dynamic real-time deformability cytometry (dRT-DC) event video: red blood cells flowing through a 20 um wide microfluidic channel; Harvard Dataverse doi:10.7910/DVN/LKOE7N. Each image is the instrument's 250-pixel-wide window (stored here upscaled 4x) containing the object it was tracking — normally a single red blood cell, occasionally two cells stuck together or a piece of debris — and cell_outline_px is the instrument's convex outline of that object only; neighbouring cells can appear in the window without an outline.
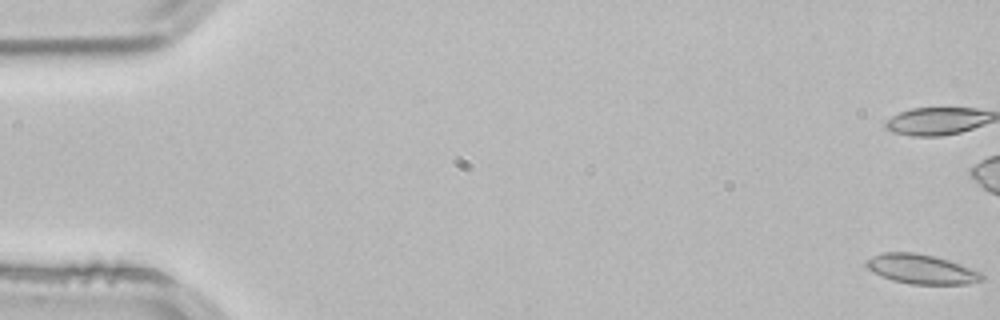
{"species": "common noctule bat (a hibernating species)", "species_latin": "Nyctalus noctula", "temperature_condition": "room temperature", "stored_images_in_passage": 17, "camera_frame_rate_fps": 3000, "um_per_image_px": 0.085, "animal": {"sex": "male", "body_mass_g": 21.5, "forearm_length_mm": 52.0}, "frame": {"image": 1, "passage_image": 1, "time_ms": 0.0, "image_size_px": [1000, 320], "cell_outline_px": [[984, 280], [968, 284], [912, 284], [892, 280], [880, 276], [872, 272], [864, 264], [872, 256], [884, 252], [912, 252], [932, 256], [948, 260], [984, 272]], "centroid_in_image_um": [78.35, 22.88], "position_along_channel_um": 6.7, "area_um2": 19.94}}